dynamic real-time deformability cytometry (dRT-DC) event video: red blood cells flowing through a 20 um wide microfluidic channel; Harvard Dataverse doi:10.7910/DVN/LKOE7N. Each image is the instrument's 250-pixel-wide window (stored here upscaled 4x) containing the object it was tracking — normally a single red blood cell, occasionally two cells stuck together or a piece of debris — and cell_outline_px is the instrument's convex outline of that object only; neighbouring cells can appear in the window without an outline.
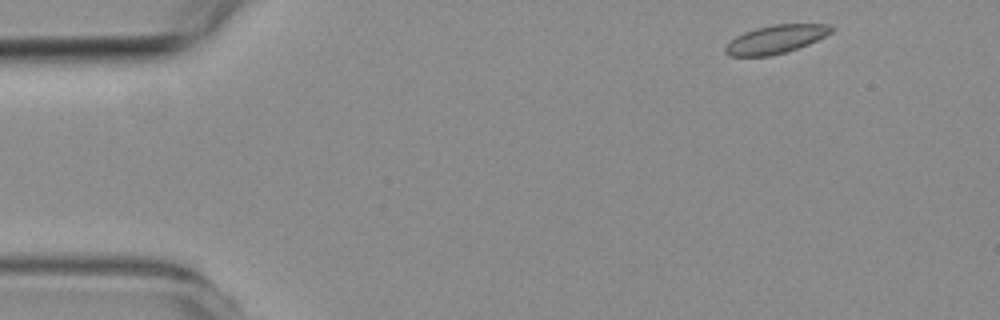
{"species": "common noctule bat (a hibernating species)", "species_latin": "Nyctalus noctula", "temperature_condition": "room temperature", "stored_images_in_passage": 5, "camera_frame_rate_fps": 3000, "um_per_image_px": 0.085, "animal": {"sex": "female", "body_mass_g": 19.3, "forearm_length_mm": 54.1}, "frame": {"image": 1, "passage_image": 1, "time_ms": 0.0, "image_size_px": [1000, 320], "cell_outline_px": [[836, 28], [832, 32], [808, 44], [784, 52], [768, 56], [732, 56], [724, 52], [724, 48], [736, 36], [744, 32], [756, 28], [772, 24], [828, 24]], "centroid_in_image_um": [65.95, 3.32], "position_along_channel_um": 19.1, "area_um2": 17.28}}
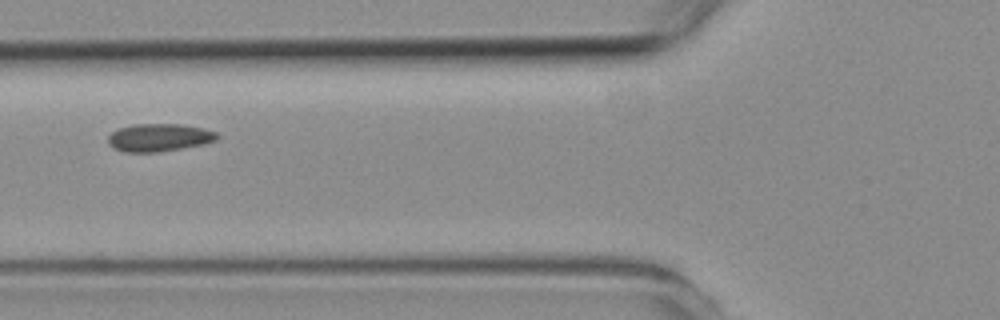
{"frame": {"image": 2, "passage_image": 5, "time_ms": 4.667, "image_size_px": [1000, 320], "cell_outline_px": [[220, 136], [216, 140], [204, 144], [160, 152], [124, 152], [112, 148], [108, 144], [108, 136], [112, 132], [120, 128], [132, 124], [180, 124], [204, 128], [216, 132]], "centroid_in_image_um": [13.52, 11.69], "position_along_channel_um": 112.3, "area_um2": 17.8}}